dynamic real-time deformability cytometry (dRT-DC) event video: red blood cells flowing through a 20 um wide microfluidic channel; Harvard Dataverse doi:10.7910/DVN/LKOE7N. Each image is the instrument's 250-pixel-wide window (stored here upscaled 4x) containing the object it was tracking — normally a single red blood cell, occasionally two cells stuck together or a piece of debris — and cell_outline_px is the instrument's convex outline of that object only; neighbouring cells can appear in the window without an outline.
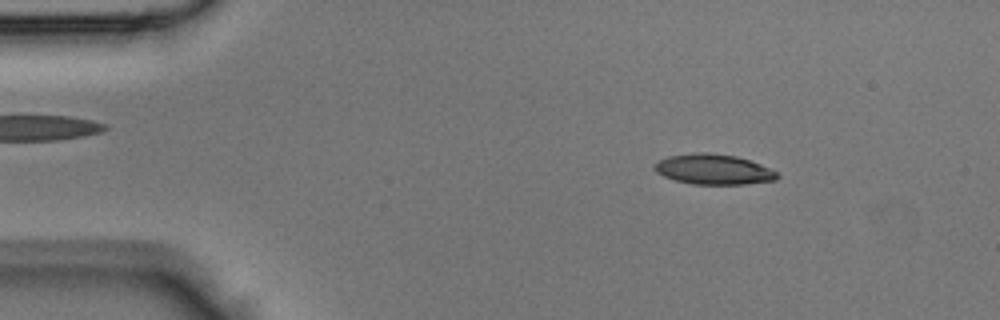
{"species": "Egyptian fruit bat (a non-hibernating species)", "species_latin": "Rousettus aegyptiacus", "temperature_condition": "room temperature", "stored_images_in_passage": 44, "camera_frame_rate_fps": 3000, "um_per_image_px": 0.085, "animal": {"sex": "male"}, "frame": {"image": 1, "passage_image": 6, "time_ms": 1.667, "image_size_px": [1000, 320], "cell_outline_px": [[780, 176], [776, 180], [744, 184], [692, 184], [676, 180], [664, 176], [656, 172], [652, 168], [660, 160], [668, 156], [696, 152], [708, 152], [736, 156], [760, 164], [776, 172]], "centroid_in_image_um": [60.64, 14.39], "position_along_channel_um": 24.4, "area_um2": 21.5}}
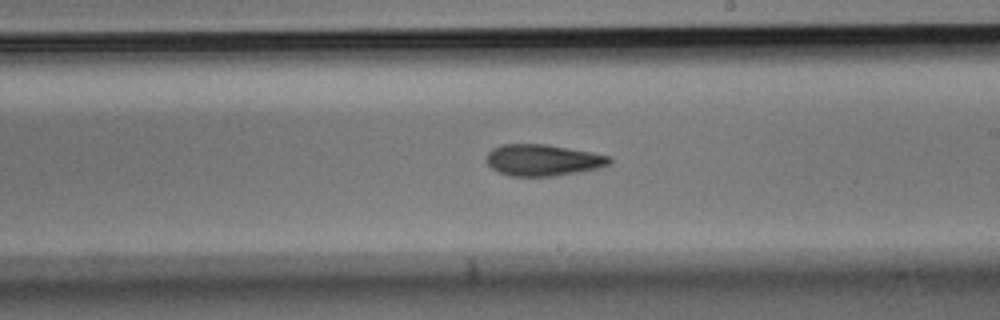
{"frame": {"image": 2, "passage_image": 25, "time_ms": 8.0, "image_size_px": [1000, 320], "cell_outline_px": [[612, 164], [600, 168], [556, 176], [508, 176], [492, 168], [488, 164], [488, 152], [492, 148], [504, 144], [544, 144], [592, 152], [612, 156]], "centroid_in_image_um": [46.21, 13.61], "position_along_channel_um": 242.8, "area_um2": 22.6}}
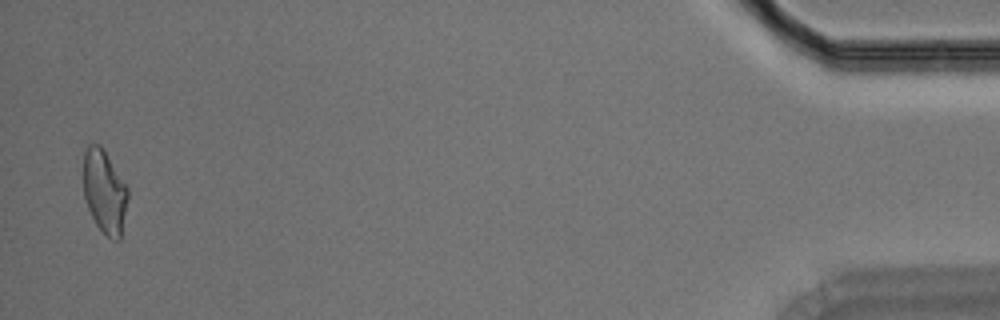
{"frame": {"image": 3, "passage_image": 43, "time_ms": 14.0, "image_size_px": [1000, 320], "cell_outline_px": [[128, 200], [120, 240], [116, 240], [108, 236], [96, 224], [88, 208], [84, 196], [84, 152], [88, 144], [100, 144], [104, 148], [128, 188]], "centroid_in_image_um": [8.89, 16.25], "position_along_channel_um": 426.3, "area_um2": 21.56}}